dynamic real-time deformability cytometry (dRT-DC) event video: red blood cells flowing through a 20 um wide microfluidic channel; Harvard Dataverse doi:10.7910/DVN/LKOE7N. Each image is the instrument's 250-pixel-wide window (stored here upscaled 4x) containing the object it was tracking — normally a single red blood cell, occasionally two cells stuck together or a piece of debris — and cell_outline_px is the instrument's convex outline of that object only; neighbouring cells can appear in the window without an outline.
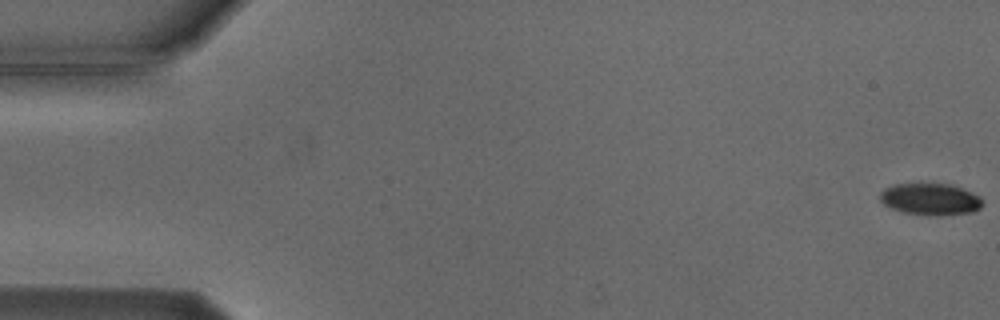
{"species": "Egyptian fruit bat (a non-hibernating species)", "species_latin": "Rousettus aegyptiacus", "temperature_condition": "cold", "stored_images_in_passage": 6, "segment_of_instrument_passage": [1, 2], "camera_frame_rate_fps": 3000, "um_per_image_px": 0.085, "animal": {"sex": "male"}, "frame": {"image": 1, "passage_image": 1, "time_ms": 0.0, "image_size_px": [1000, 320], "cell_outline_px": [[984, 204], [980, 208], [972, 212], [904, 212], [892, 208], [884, 204], [880, 200], [880, 192], [884, 188], [896, 184], [920, 180], [948, 184], [972, 192], [980, 196], [984, 200]], "centroid_in_image_um": [79.05, 16.81], "position_along_channel_um": 6.0, "area_um2": 18.67}}